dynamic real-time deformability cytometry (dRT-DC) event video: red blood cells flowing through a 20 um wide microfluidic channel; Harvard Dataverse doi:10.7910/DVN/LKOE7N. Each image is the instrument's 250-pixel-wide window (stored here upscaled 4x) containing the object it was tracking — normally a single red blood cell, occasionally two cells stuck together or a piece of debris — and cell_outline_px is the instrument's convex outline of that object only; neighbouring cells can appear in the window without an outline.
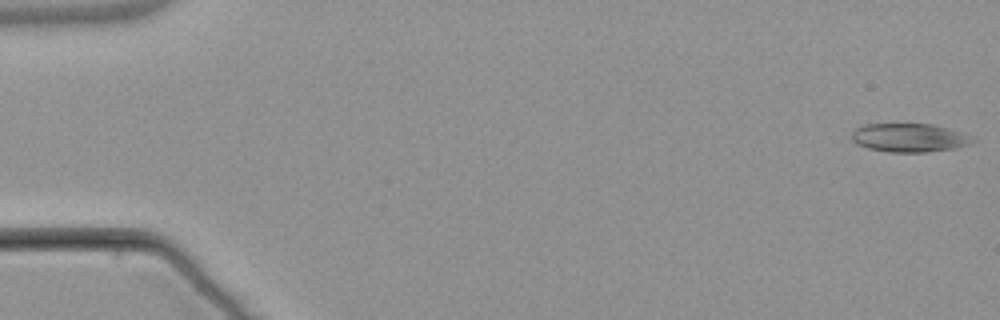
{"species": "common noctule bat (a hibernating species)", "species_latin": "Nyctalus noctula", "temperature_condition": "warm", "stored_images_in_passage": 54, "camera_frame_rate_fps": 3000, "um_per_image_px": 0.085, "animal": {"sex": "male", "body_mass_g": 21.5, "forearm_length_mm": 52.0}, "frame": {"image": 1, "passage_image": 1, "time_ms": 0.0, "image_size_px": [1000, 320], "cell_outline_px": [[976, 140], [972, 144], [956, 148], [924, 152], [888, 152], [868, 148], [856, 144], [852, 140], [852, 132], [856, 128], [864, 124], [932, 124], [948, 128], [960, 132]], "centroid_in_image_um": [77.28, 11.71], "position_along_channel_um": 7.7, "area_um2": 20.11}}
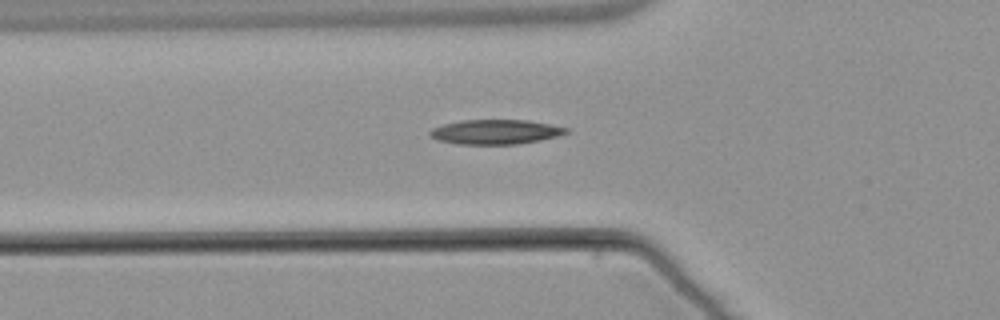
{"frame": {"image": 2, "passage_image": 19, "time_ms": 6.0, "image_size_px": [1000, 320], "cell_outline_px": [[568, 132], [556, 136], [540, 140], [516, 144], [456, 144], [440, 140], [428, 136], [428, 132], [432, 128], [444, 124], [460, 120], [528, 120], [568, 128]], "centroid_in_image_um": [42.07, 11.21], "position_along_channel_um": 83.7, "area_um2": 19.42}}
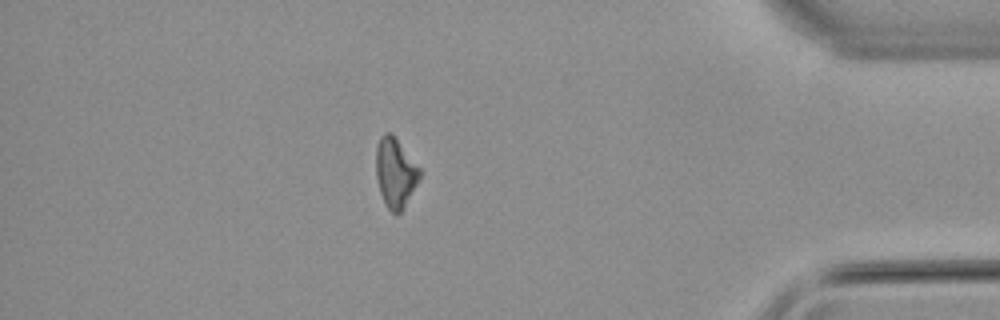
{"frame": {"image": 3, "passage_image": 47, "time_ms": 15.333, "image_size_px": [1000, 320], "cell_outline_px": [[420, 180], [404, 208], [396, 216], [388, 208], [380, 192], [376, 176], [376, 148], [380, 136], [384, 132], [392, 132], [420, 168]], "centroid_in_image_um": [33.61, 14.67], "position_along_channel_um": 401.6, "area_um2": 17.86}}